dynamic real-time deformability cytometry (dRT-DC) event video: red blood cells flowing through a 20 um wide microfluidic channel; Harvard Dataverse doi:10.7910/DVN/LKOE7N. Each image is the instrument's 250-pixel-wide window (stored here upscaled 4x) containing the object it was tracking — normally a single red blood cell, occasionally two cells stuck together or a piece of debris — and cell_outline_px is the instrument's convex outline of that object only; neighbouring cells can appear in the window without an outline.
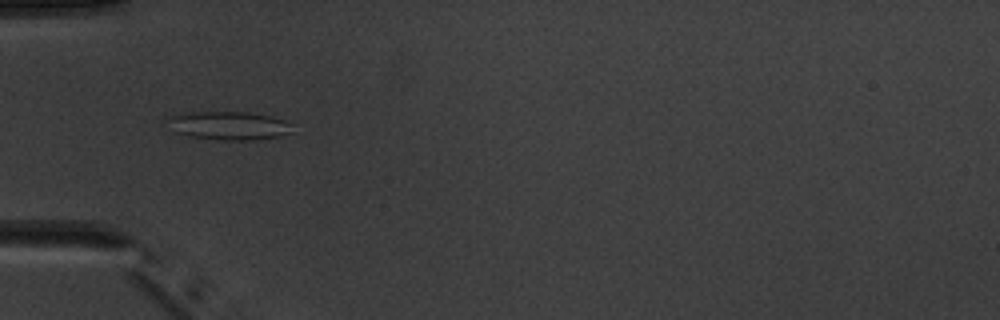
{"species": "common noctule bat (a hibernating species)", "species_latin": "Nyctalus noctula", "temperature_condition": "warm", "stored_images_in_passage": 8, "camera_frame_rate_fps": 3000, "um_per_image_px": 0.085, "animal": {"sex": "male", "body_mass_g": 20.1, "forearm_length_mm": 53.5}, "frame": {"image": 1, "passage_image": 4, "time_ms": 5.333, "image_size_px": [1000, 320], "cell_outline_px": [[292, 132], [260, 140], [220, 140], [192, 136], [172, 132], [164, 120], [164, 116], [188, 112], [248, 112], [272, 116], [284, 120], [288, 124]], "centroid_in_image_um": [19.32, 10.67], "position_along_channel_um": 65.7, "area_um2": 20.92}}
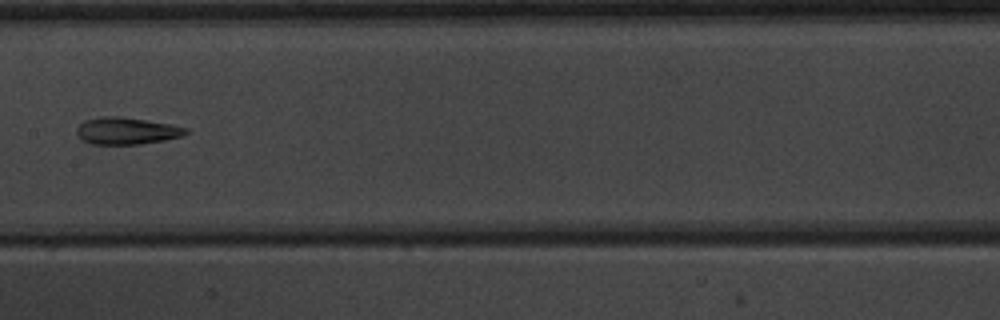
{"frame": {"image": 2, "passage_image": 7, "time_ms": 8.667, "image_size_px": [1000, 320], "cell_outline_px": [[188, 132], [184, 136], [164, 140], [140, 144], [88, 144], [76, 132], [76, 128], [84, 120], [104, 116], [120, 116], [168, 124], [188, 128]], "centroid_in_image_um": [10.76, 11.13], "position_along_channel_um": 196.6, "area_um2": 17.05}}
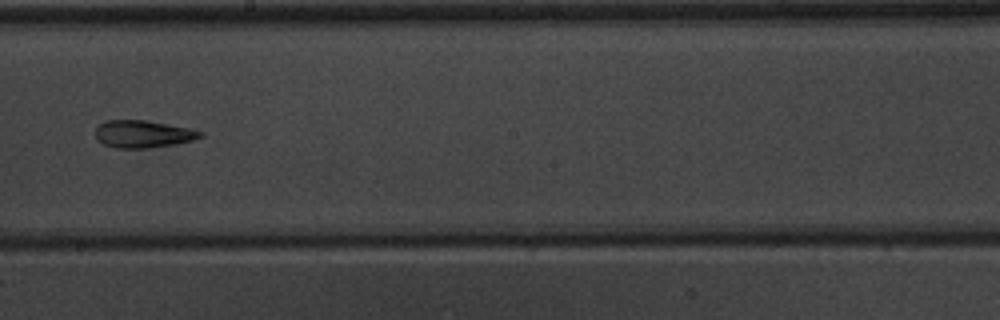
{"frame": {"image": 3, "passage_image": 8, "time_ms": 9.667, "image_size_px": [1000, 320], "cell_outline_px": [[204, 136], [192, 140], [176, 144], [148, 148], [116, 148], [104, 144], [96, 140], [96, 128], [104, 120], [144, 120], [192, 128], [204, 132]], "centroid_in_image_um": [12.17, 11.39], "position_along_channel_um": 236.0, "area_um2": 16.88}}